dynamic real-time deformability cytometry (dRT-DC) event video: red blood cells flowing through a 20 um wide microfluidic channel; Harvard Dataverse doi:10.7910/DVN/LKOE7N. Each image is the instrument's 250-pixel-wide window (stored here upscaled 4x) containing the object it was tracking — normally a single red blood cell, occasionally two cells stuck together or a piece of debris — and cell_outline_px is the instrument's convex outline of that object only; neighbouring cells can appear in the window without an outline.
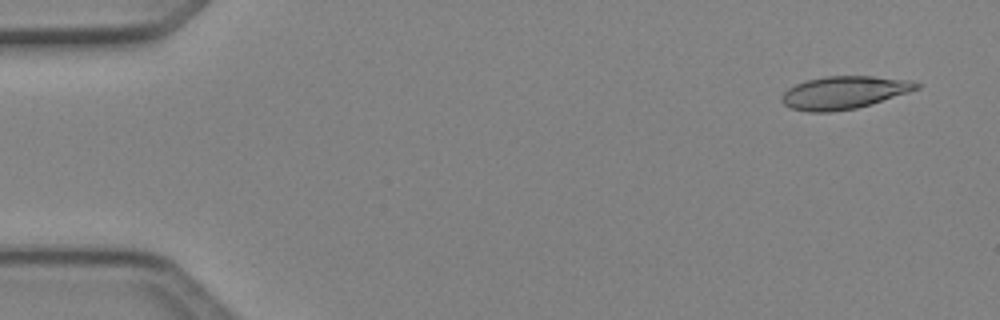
{"species": "Egyptian fruit bat (a non-hibernating species)", "species_latin": "Rousettus aegyptiacus", "temperature_condition": "cold", "stored_images_in_passage": 5, "camera_frame_rate_fps": 3000, "um_per_image_px": 0.085, "animal": {"sex": "female"}, "frame": {"image": 1, "passage_image": 1, "time_ms": 0.0, "image_size_px": [1000, 320], "cell_outline_px": [[920, 88], [872, 104], [856, 108], [828, 112], [808, 112], [792, 108], [784, 104], [780, 100], [780, 96], [788, 88], [804, 80], [824, 76], [872, 76], [912, 80], [920, 84]], "centroid_in_image_um": [71.72, 7.86], "position_along_channel_um": 13.3, "area_um2": 25.84}}
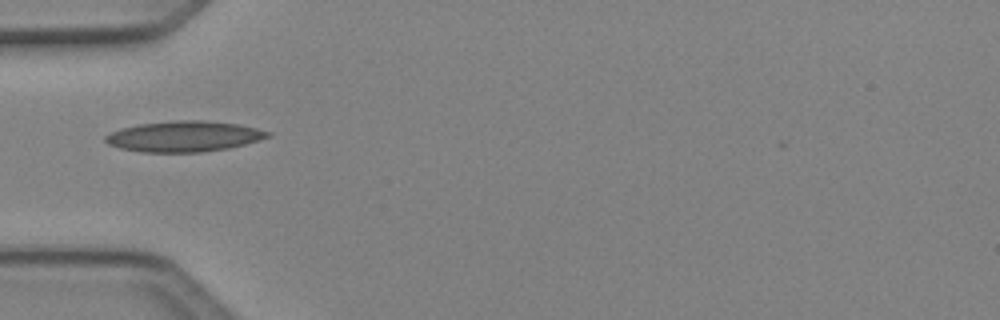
{"frame": {"image": 2, "passage_image": 4, "time_ms": 1.0, "image_size_px": [1000, 320], "cell_outline_px": [[272, 136], [244, 144], [228, 148], [200, 152], [144, 152], [120, 148], [108, 144], [104, 140], [104, 136], [120, 128], [136, 124], [172, 120], [200, 120], [236, 124], [256, 128], [272, 132]], "centroid_in_image_um": [15.61, 11.58], "position_along_channel_um": 69.4, "area_um2": 29.02}}
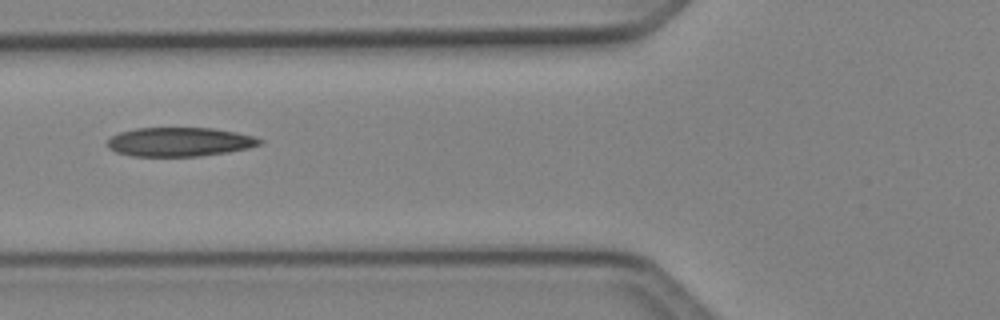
{"frame": {"image": 3, "passage_image": 5, "time_ms": 1.333, "image_size_px": [1000, 320], "cell_outline_px": [[264, 144], [248, 148], [228, 152], [200, 156], [132, 156], [116, 152], [108, 148], [108, 140], [112, 136], [120, 132], [136, 128], [212, 128], [236, 132], [256, 136], [264, 140]], "centroid_in_image_um": [15.32, 12.06], "position_along_channel_um": 110.5, "area_um2": 25.89}}